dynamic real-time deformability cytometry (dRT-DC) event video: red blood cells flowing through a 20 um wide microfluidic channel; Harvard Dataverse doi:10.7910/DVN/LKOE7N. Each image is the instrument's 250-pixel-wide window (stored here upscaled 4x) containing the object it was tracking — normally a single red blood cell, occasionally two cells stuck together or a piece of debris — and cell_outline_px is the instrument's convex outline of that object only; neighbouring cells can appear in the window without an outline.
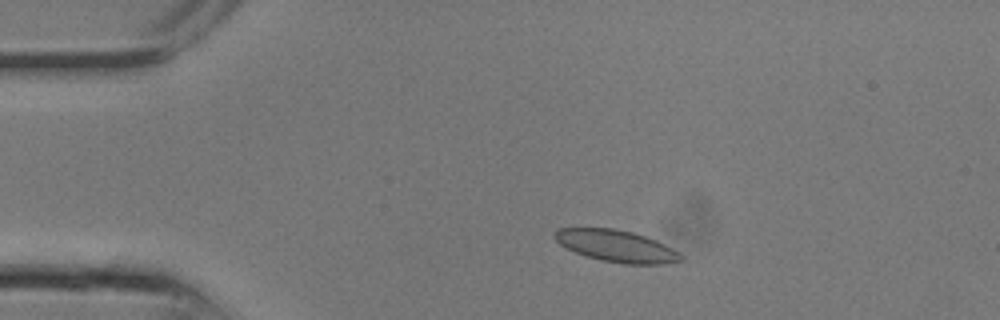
{"species": "common noctule bat (a hibernating species)", "species_latin": "Nyctalus noctula", "temperature_condition": "room temperature", "stored_images_in_passage": 24, "camera_frame_rate_fps": 3000, "um_per_image_px": 0.085, "animal": {"sex": "male", "body_mass_g": 13.3}, "frame": {"image": 1, "passage_image": 4, "time_ms": 1.0, "image_size_px": [1000, 320], "cell_outline_px": [[684, 260], [668, 264], [624, 264], [600, 260], [576, 252], [560, 244], [552, 236], [556, 228], [612, 228], [632, 232], [656, 240], [680, 252], [684, 256]], "centroid_in_image_um": [52.43, 20.92], "position_along_channel_um": 32.6, "area_um2": 23.47}}
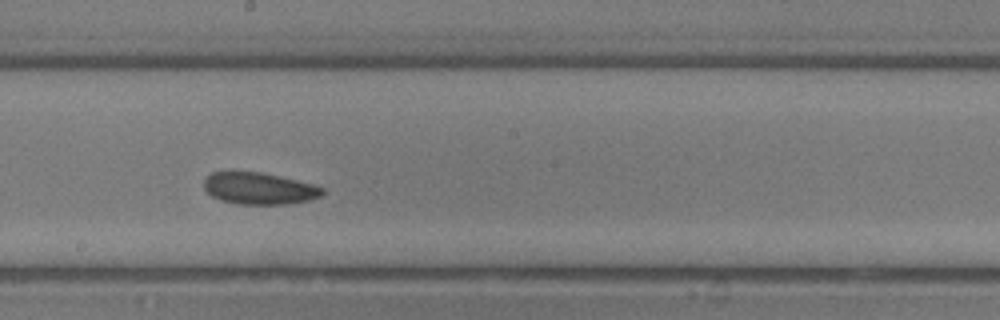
{"frame": {"image": 2, "passage_image": 13, "time_ms": 4.0, "image_size_px": [1000, 320], "cell_outline_px": [[324, 192], [320, 196], [308, 200], [288, 204], [236, 204], [220, 200], [212, 196], [204, 188], [204, 180], [212, 172], [260, 172], [296, 180], [312, 184], [324, 188]], "centroid_in_image_um": [22.01, 16.03], "position_along_channel_um": 226.2, "area_um2": 21.73}}
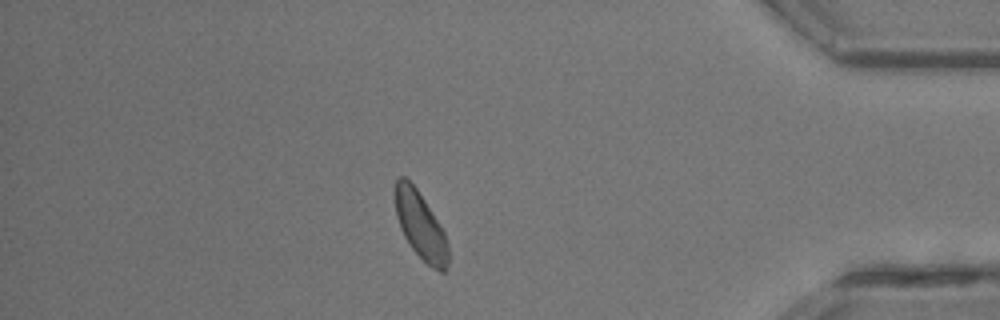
{"frame": {"image": 3, "passage_image": 21, "time_ms": 6.667, "image_size_px": [1000, 320], "cell_outline_px": [[448, 264], [444, 272], [440, 272], [432, 268], [412, 248], [404, 236], [400, 228], [396, 216], [396, 180], [400, 176], [404, 176], [416, 188], [424, 200], [444, 232], [448, 244]], "centroid_in_image_um": [35.75, 19.2], "position_along_channel_um": 399.5, "area_um2": 20.29}}